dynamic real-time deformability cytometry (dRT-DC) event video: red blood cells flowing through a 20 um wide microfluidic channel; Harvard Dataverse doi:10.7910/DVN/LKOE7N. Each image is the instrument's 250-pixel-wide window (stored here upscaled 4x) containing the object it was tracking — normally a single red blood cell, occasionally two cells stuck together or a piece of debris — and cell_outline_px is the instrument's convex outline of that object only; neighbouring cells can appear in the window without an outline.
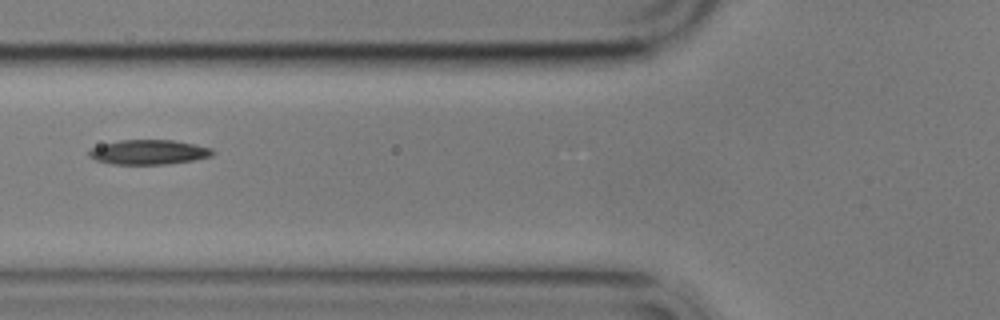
{"species": "common noctule bat (a hibernating species)", "species_latin": "Nyctalus noctula", "temperature_condition": "cold", "stored_images_in_passage": 15, "camera_frame_rate_fps": 3000, "um_per_image_px": 0.085, "animal": {"sex": "male", "body_mass_g": 17.9}, "frame": {"image": 1, "passage_image": 5, "time_ms": 6.0, "image_size_px": [1000, 320], "cell_outline_px": [[216, 152], [212, 156], [192, 160], [164, 164], [112, 164], [96, 160], [88, 156], [88, 148], [120, 140], [172, 140], [196, 144], [212, 148]], "centroid_in_image_um": [12.63, 12.92], "position_along_channel_um": 113.2, "area_um2": 17.8}}
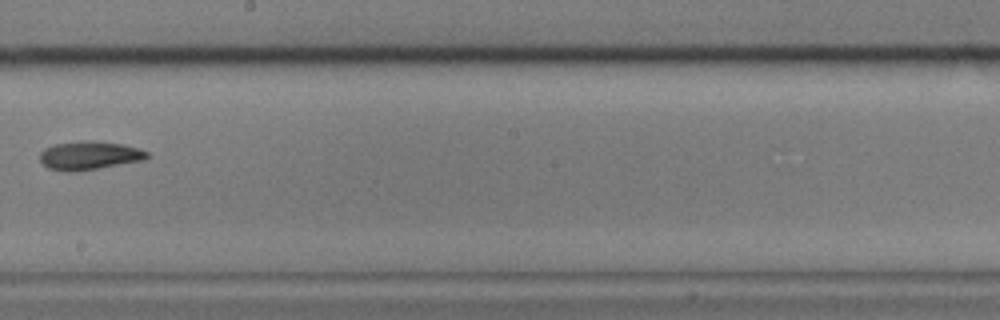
{"frame": {"image": 2, "passage_image": 8, "time_ms": 9.667, "image_size_px": [1000, 320], "cell_outline_px": [[148, 156], [144, 160], [76, 172], [64, 172], [48, 168], [40, 160], [40, 152], [44, 148], [56, 144], [120, 144], [140, 148], [148, 152]], "centroid_in_image_um": [7.58, 13.29], "position_along_channel_um": 240.6, "area_um2": 16.82}}
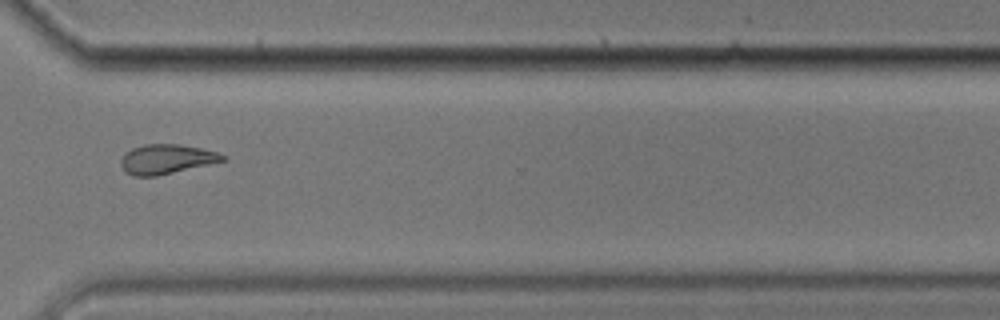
{"frame": {"image": 3, "passage_image": 11, "time_ms": 13.0, "image_size_px": [1000, 320], "cell_outline_px": [[228, 160], [156, 176], [136, 176], [128, 172], [120, 164], [120, 160], [132, 148], [144, 144], [180, 144], [200, 148], [216, 152], [224, 156]], "centroid_in_image_um": [14.17, 13.52], "position_along_channel_um": 356.4, "area_um2": 17.22}, "authors_computed_cell_mechanics": {"area_um2": 17.8602, "velocity_mm_per_s": 3.4838, "shape_relaxation_time_tau1_ms": 5.1904, "shape_relaxation_time_tau2_ms": 4.4051, "deformation_change_tau1": 0.1272, "deformation_change_tau2": 0.1059}}